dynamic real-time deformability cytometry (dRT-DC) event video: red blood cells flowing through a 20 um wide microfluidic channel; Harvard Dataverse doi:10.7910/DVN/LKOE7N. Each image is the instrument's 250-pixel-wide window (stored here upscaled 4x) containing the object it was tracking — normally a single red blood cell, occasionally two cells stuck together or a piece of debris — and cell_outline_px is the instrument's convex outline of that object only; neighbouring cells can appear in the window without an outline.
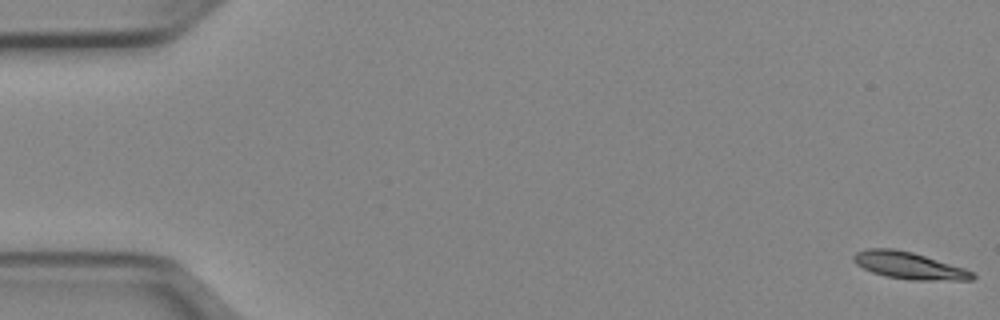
{"species": "Egyptian fruit bat (a non-hibernating species)", "species_latin": "Rousettus aegyptiacus", "temperature_condition": "cold", "stored_images_in_passage": 52, "camera_frame_rate_fps": 3000, "um_per_image_px": 0.085, "animal": {"sex": "female"}, "frame": {"image": 1, "passage_image": 1, "time_ms": 0.0, "image_size_px": [1000, 320], "cell_outline_px": [[976, 276], [972, 280], [908, 280], [888, 276], [872, 272], [856, 264], [852, 260], [852, 256], [856, 252], [868, 248], [892, 248], [912, 252], [964, 268], [972, 272]], "centroid_in_image_um": [77.24, 22.57], "position_along_channel_um": 7.8, "area_um2": 18.55}}
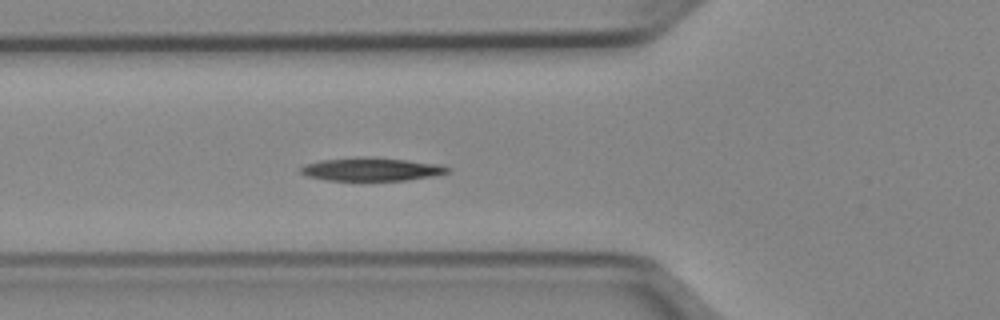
{"frame": {"image": 2, "passage_image": 19, "time_ms": 6.0, "image_size_px": [1000, 320], "cell_outline_px": [[448, 172], [432, 176], [408, 180], [324, 180], [304, 176], [300, 172], [300, 168], [304, 164], [320, 160], [356, 156], [376, 156], [440, 164], [448, 168]], "centroid_in_image_um": [31.5, 14.37], "position_along_channel_um": 94.3, "area_um2": 20.23}}
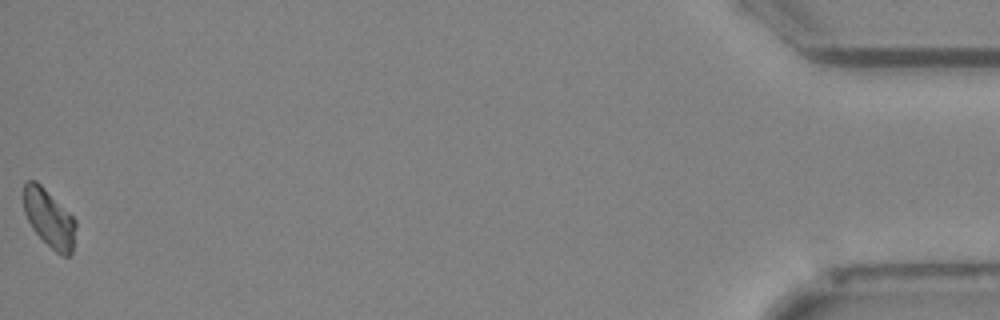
{"frame": {"image": 3, "passage_image": 52, "time_ms": 17.0, "image_size_px": [1000, 320], "cell_outline_px": [[76, 228], [72, 252], [68, 256], [64, 256], [56, 252], [32, 228], [24, 212], [24, 184], [28, 180], [36, 180], [76, 220]], "centroid_in_image_um": [4.18, 18.56], "position_along_channel_um": 431.0, "area_um2": 17.22}, "authors_computed_cell_mechanics": {"area_um2": 19.074, "velocity_mm_per_s": 3.9339, "shape_relaxation_time_tau1_ms": 3.9683, "shape_relaxation_time_tau2_ms": null, "deformation_change_tau1": 0.1135, "deformation_change_tau2": null}}